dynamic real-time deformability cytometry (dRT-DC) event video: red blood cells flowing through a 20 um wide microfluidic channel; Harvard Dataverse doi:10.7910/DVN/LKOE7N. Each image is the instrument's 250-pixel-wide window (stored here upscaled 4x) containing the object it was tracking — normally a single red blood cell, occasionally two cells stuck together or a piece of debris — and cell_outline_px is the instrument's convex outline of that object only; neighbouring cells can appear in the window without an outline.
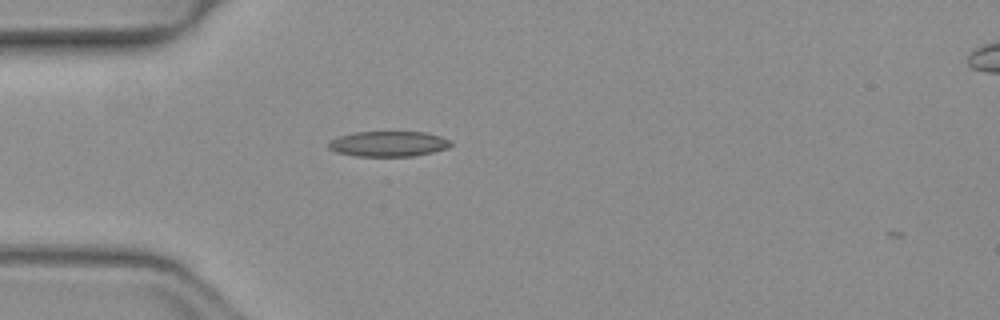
{"species": "common noctule bat (a hibernating species)", "species_latin": "Nyctalus noctula", "temperature_condition": "warm", "stored_images_in_passage": 3, "camera_frame_rate_fps": 3000, "um_per_image_px": 0.085, "animal": {"sex": "female", "body_mass_g": 19.3, "forearm_length_mm": 54.1}, "frame": {"image": 1, "passage_image": 1, "time_ms": 0.0, "image_size_px": [1000, 320], "cell_outline_px": [[452, 144], [448, 148], [432, 152], [412, 156], [356, 156], [336, 152], [328, 148], [328, 144], [332, 140], [340, 136], [352, 132], [424, 132], [440, 136], [448, 140]], "centroid_in_image_um": [33.0, 12.23], "position_along_channel_um": 52.0, "area_um2": 17.92}}